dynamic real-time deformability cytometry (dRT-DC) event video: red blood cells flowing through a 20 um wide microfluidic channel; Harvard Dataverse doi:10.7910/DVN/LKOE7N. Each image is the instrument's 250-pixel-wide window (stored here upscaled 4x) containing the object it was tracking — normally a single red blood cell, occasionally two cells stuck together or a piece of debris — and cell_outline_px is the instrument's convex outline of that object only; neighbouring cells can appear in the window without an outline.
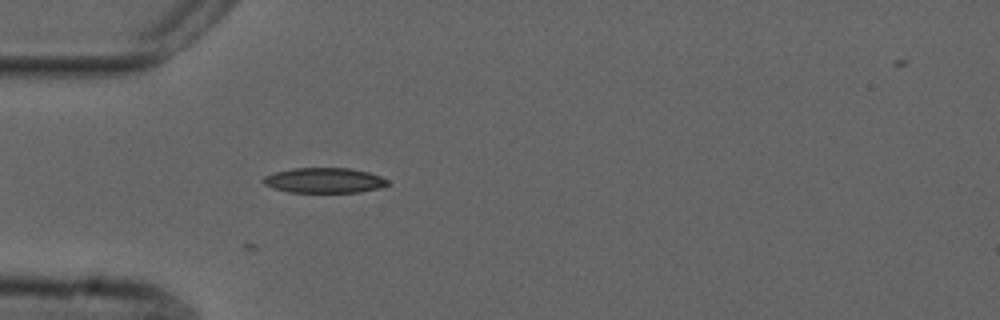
{"species": "common noctule bat (a hibernating species)", "species_latin": "Nyctalus noctula", "temperature_condition": "cold", "stored_images_in_passage": 19, "camera_frame_rate_fps": 3000, "um_per_image_px": 0.085, "animal": {"sex": "male", "forearm_length_mm": 52.5}, "frame": {"image": 1, "passage_image": 1, "time_ms": 0.0, "image_size_px": [1000, 320], "cell_outline_px": [[388, 184], [380, 188], [360, 192], [288, 192], [272, 188], [264, 184], [260, 180], [264, 176], [276, 172], [292, 168], [352, 168], [368, 172], [380, 176], [388, 180]], "centroid_in_image_um": [27.54, 15.33], "position_along_channel_um": 57.5, "area_um2": 18.32}}
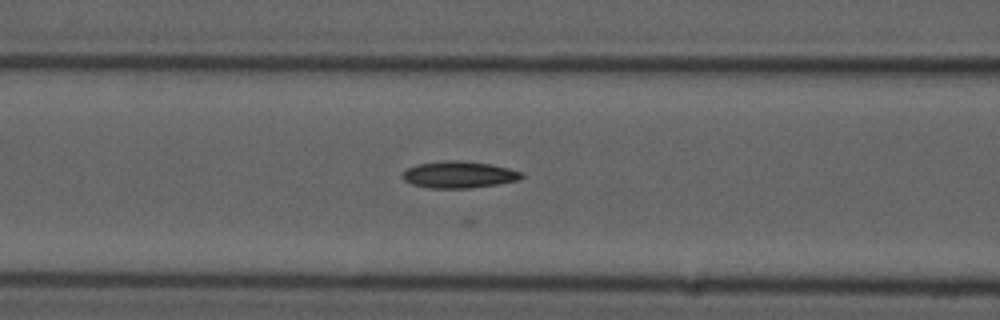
{"frame": {"image": 2, "passage_image": 7, "time_ms": 2.0, "image_size_px": [1000, 320], "cell_outline_px": [[524, 176], [520, 180], [496, 184], [468, 188], [428, 188], [412, 184], [404, 180], [400, 176], [408, 168], [420, 164], [444, 160], [460, 160], [488, 164], [508, 168], [524, 172]], "centroid_in_image_um": [39.02, 14.85], "position_along_channel_um": 127.6, "area_um2": 18.5}}
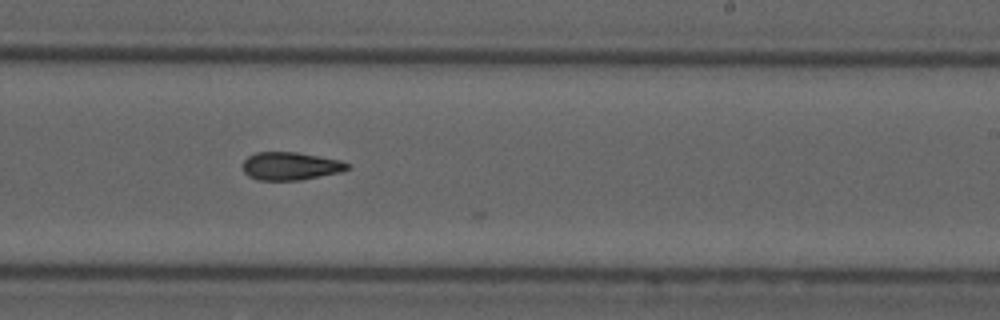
{"frame": {"image": 3, "passage_image": 18, "time_ms": 5.667, "image_size_px": [1000, 320], "cell_outline_px": [[352, 168], [340, 172], [300, 180], [256, 180], [248, 176], [244, 172], [244, 160], [248, 156], [256, 152], [296, 152], [340, 160], [352, 164]], "centroid_in_image_um": [24.72, 14.12], "position_along_channel_um": 264.3, "area_um2": 17.11}}